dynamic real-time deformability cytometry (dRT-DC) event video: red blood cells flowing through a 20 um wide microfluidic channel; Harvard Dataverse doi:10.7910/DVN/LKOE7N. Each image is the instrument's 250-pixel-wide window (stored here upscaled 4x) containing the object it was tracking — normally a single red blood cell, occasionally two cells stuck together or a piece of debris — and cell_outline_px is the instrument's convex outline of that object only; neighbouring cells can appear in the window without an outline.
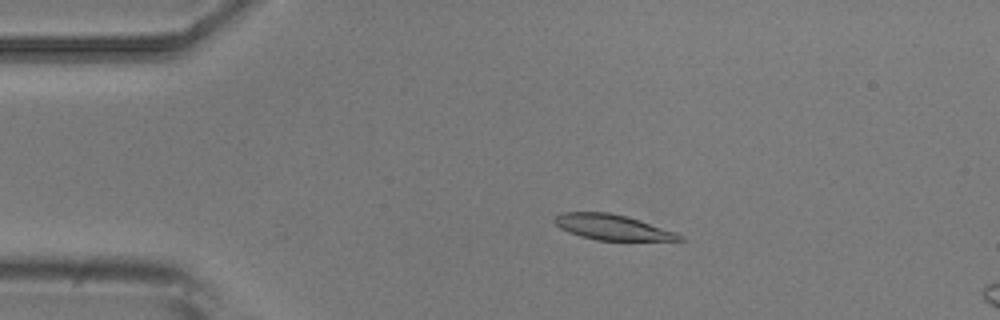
{"species": "common noctule bat (a hibernating species)", "species_latin": "Nyctalus noctula", "temperature_condition": "room temperature", "stored_images_in_passage": 5, "camera_frame_rate_fps": 3000, "um_per_image_px": 0.085, "animal": {"sex": "male", "body_mass_g": 20.5, "forearm_length_mm": 52.5}, "frame": {"image": 1, "passage_image": 3, "time_ms": 2.333, "image_size_px": [1000, 320], "cell_outline_px": [[684, 240], [596, 240], [580, 236], [560, 228], [552, 220], [560, 212], [608, 212], [628, 216], [676, 232], [684, 236]], "centroid_in_image_um": [52.04, 19.3], "position_along_channel_um": 33.0, "area_um2": 18.44}}